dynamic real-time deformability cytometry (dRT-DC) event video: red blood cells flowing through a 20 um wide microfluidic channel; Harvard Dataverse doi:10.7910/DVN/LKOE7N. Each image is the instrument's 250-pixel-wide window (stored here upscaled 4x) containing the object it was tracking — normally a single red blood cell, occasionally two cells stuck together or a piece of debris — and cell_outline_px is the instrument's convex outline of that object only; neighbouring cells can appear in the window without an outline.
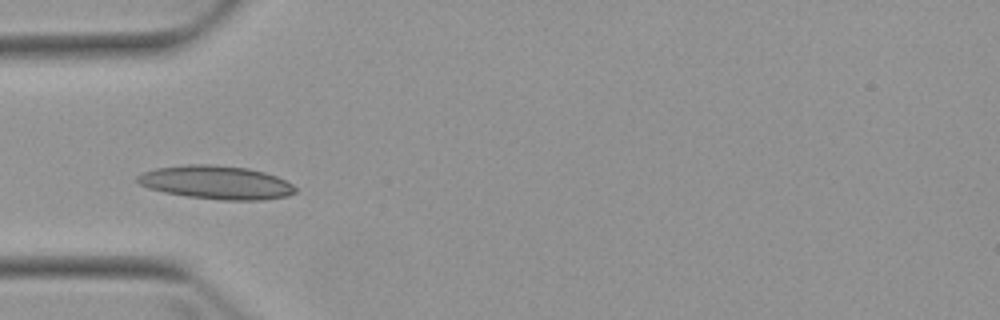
{"species": "Egyptian fruit bat (a non-hibernating species)", "species_latin": "Rousettus aegyptiacus", "temperature_condition": "warm", "stored_images_in_passage": 6, "camera_frame_rate_fps": 3000, "um_per_image_px": 0.085, "animal": {"sex": "female"}, "frame": {"image": 1, "passage_image": 4, "time_ms": 4.333, "image_size_px": [1000, 320], "cell_outline_px": [[296, 192], [288, 196], [260, 200], [224, 200], [188, 196], [164, 192], [148, 188], [140, 184], [136, 180], [136, 176], [144, 172], [156, 168], [184, 164], [208, 164], [248, 168], [264, 172], [276, 176], [292, 184], [296, 188]], "centroid_in_image_um": [18.37, 15.5], "position_along_channel_um": 66.6, "area_um2": 30.69}}
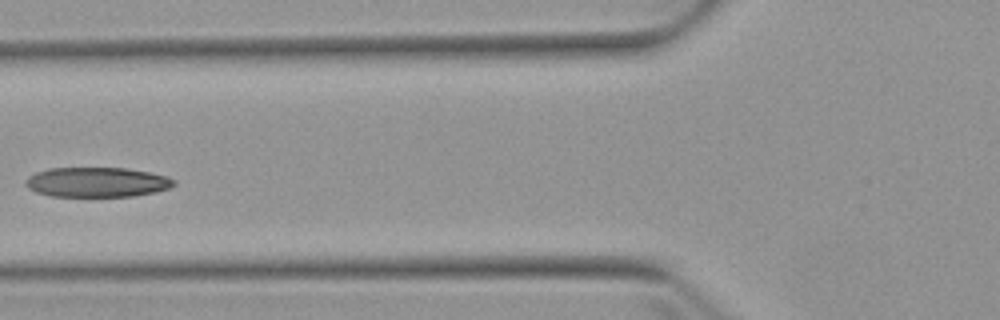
{"frame": {"image": 2, "passage_image": 5, "time_ms": 5.667, "image_size_px": [1000, 320], "cell_outline_px": [[176, 184], [168, 188], [156, 192], [136, 196], [52, 196], [36, 192], [28, 188], [24, 184], [24, 180], [28, 176], [36, 172], [48, 168], [124, 168], [148, 172], [164, 176], [176, 180]], "centroid_in_image_um": [8.21, 15.48], "position_along_channel_um": 117.6, "area_um2": 25.78}}
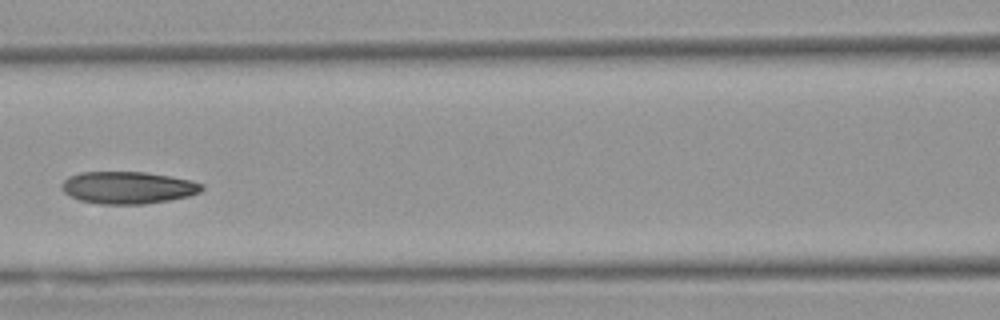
{"frame": {"image": 3, "passage_image": 6, "time_ms": 6.667, "image_size_px": [1000, 320], "cell_outline_px": [[204, 188], [200, 192], [188, 196], [168, 200], [144, 204], [100, 204], [80, 200], [64, 192], [60, 184], [68, 176], [80, 172], [144, 172], [192, 180], [204, 184]], "centroid_in_image_um": [10.87, 15.94], "position_along_channel_um": 155.7, "area_um2": 26.24}}